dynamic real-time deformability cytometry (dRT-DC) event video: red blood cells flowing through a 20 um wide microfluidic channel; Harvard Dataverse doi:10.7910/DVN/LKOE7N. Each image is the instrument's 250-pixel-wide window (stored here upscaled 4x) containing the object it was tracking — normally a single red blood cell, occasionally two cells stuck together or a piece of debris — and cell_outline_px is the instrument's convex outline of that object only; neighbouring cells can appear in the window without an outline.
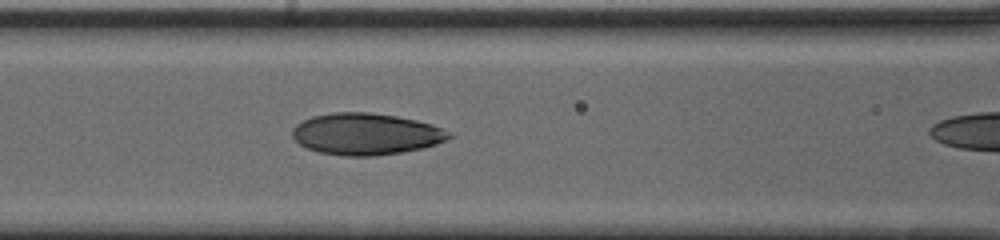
{"species": "human", "species_latin": "Homo sapiens", "temperature_condition": "cold", "stored_images_in_passage": 10, "camera_frame_rate_fps": 3000, "um_per_image_px": 0.085, "donor": {"sex": "male"}, "frame": {"image": 1, "passage_image": 9, "time_ms": 2.667, "image_size_px": [1000, 240], "cell_outline_px": [[452, 136], [436, 144], [424, 148], [400, 152], [372, 156], [344, 156], [320, 152], [308, 148], [300, 144], [292, 136], [292, 128], [296, 124], [312, 116], [332, 112], [368, 112], [396, 116], [416, 120], [432, 124], [448, 132]], "centroid_in_image_um": [31.07, 11.38], "position_along_channel_um": 135.5, "area_um2": 37.8}}